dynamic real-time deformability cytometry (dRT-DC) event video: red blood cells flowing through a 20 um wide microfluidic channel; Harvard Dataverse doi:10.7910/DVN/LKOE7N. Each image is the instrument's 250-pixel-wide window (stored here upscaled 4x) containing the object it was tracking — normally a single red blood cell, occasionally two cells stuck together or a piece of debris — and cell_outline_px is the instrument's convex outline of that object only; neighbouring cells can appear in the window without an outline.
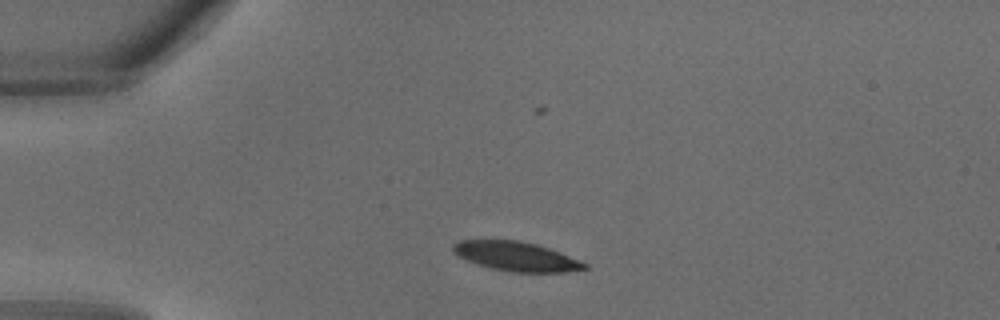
{"species": "common noctule bat (a hibernating species)", "species_latin": "Nyctalus noctula", "temperature_condition": "warm", "stored_images_in_passage": 26, "camera_frame_rate_fps": 3000, "um_per_image_px": 0.085, "animal": {"sex": "male", "body_mass_g": 18.8}, "frame": {"image": 1, "passage_image": 1, "time_ms": 0.0, "image_size_px": [1000, 320], "cell_outline_px": [[588, 268], [564, 272], [512, 272], [492, 268], [468, 260], [452, 252], [452, 244], [460, 240], [516, 240], [536, 244], [548, 248], [580, 260], [588, 264]], "centroid_in_image_um": [43.88, 21.79], "position_along_channel_um": 41.1, "area_um2": 22.14}}
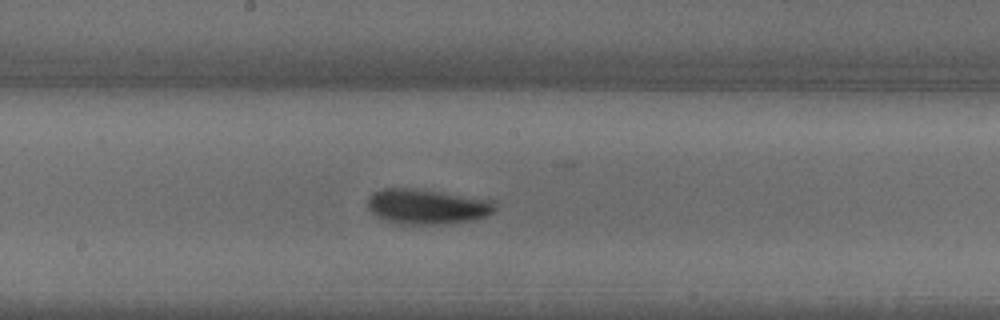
{"frame": {"image": 2, "passage_image": 11, "time_ms": 3.333, "image_size_px": [1000, 320], "cell_outline_px": [[496, 208], [488, 216], [472, 220], [448, 224], [400, 224], [376, 216], [368, 208], [368, 196], [372, 192], [384, 188], [412, 188], [496, 200]], "centroid_in_image_um": [36.32, 17.55], "position_along_channel_um": 211.9, "area_um2": 26.18}}
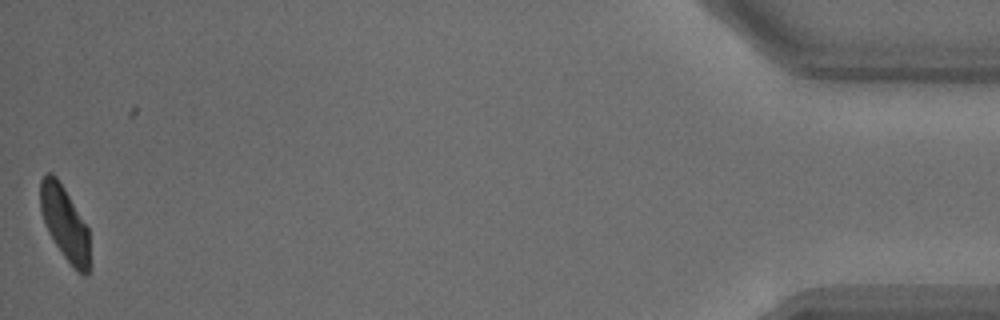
{"frame": {"image": 3, "passage_image": 26, "time_ms": 8.333, "image_size_px": [1000, 320], "cell_outline_px": [[92, 268], [84, 276], [76, 272], [64, 256], [48, 232], [40, 208], [40, 180], [48, 172], [52, 172], [56, 176], [64, 188], [88, 228], [92, 264]], "centroid_in_image_um": [5.55, 19.05], "position_along_channel_um": 429.7, "area_um2": 21.5}}